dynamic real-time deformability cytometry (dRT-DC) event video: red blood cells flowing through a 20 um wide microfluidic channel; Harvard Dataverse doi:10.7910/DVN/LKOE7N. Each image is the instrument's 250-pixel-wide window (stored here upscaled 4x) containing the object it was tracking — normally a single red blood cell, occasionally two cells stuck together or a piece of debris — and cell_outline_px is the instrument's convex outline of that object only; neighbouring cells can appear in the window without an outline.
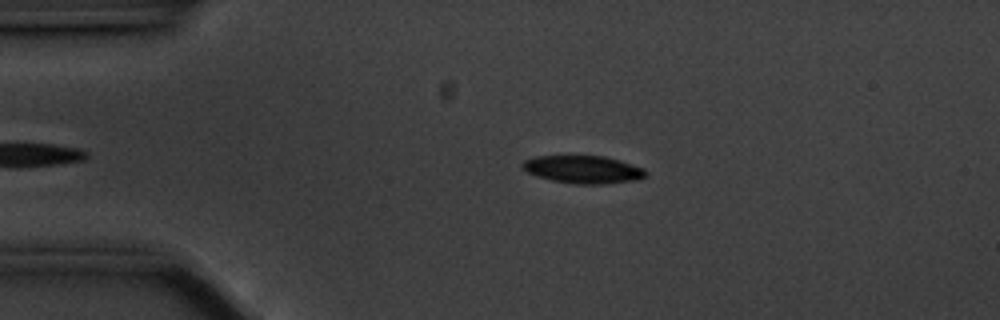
{"species": "common noctule bat (a hibernating species)", "species_latin": "Nyctalus noctula", "temperature_condition": "cold", "stored_images_in_passage": 43, "camera_frame_rate_fps": 3000, "um_per_image_px": 0.085, "animal": {"sex": "male", "body_mass_g": 20.1, "forearm_length_mm": 53.5}, "frame": {"image": 1, "passage_image": 4, "time_ms": 1.0, "image_size_px": [1000, 320], "cell_outline_px": [[648, 176], [636, 180], [604, 184], [572, 184], [552, 180], [536, 176], [520, 168], [520, 164], [524, 160], [536, 156], [568, 152], [604, 156], [620, 160], [644, 168], [648, 172]], "centroid_in_image_um": [49.52, 14.35], "position_along_channel_um": 35.5, "area_um2": 21.15}}
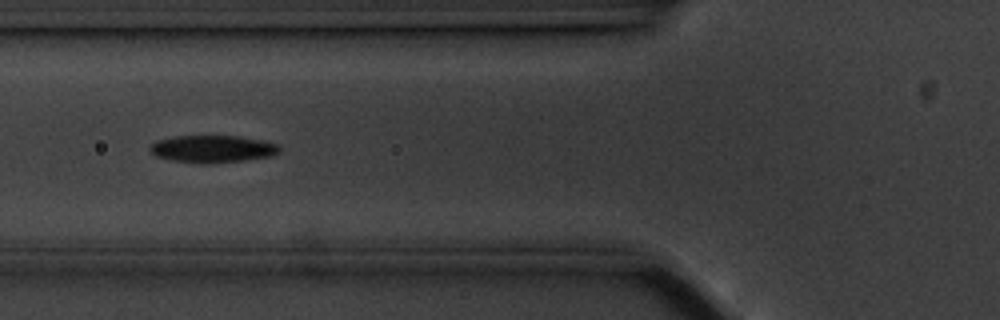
{"frame": {"image": 2, "passage_image": 13, "time_ms": 4.0, "image_size_px": [1000, 320], "cell_outline_px": [[280, 152], [272, 156], [244, 160], [208, 164], [204, 164], [172, 160], [156, 156], [148, 148], [156, 140], [176, 136], [240, 136], [280, 144]], "centroid_in_image_um": [18.09, 12.66], "position_along_channel_um": 107.7, "area_um2": 20.63}}
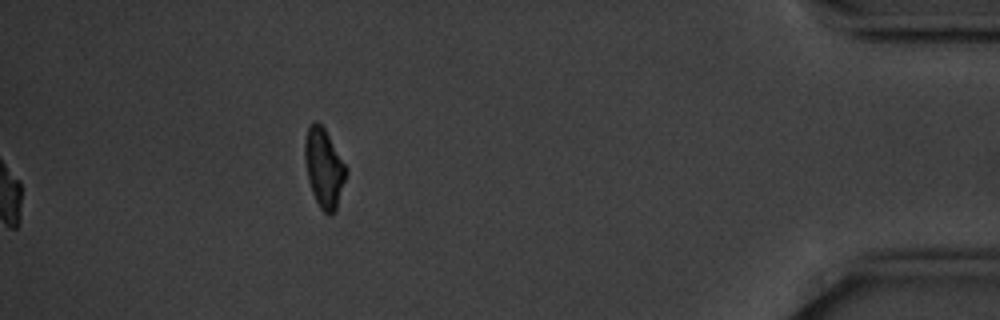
{"frame": {"image": 3, "passage_image": 43, "time_ms": 14.0, "image_size_px": [1000, 320], "cell_outline_px": [[348, 172], [336, 208], [328, 216], [320, 208], [312, 192], [308, 180], [304, 160], [304, 140], [308, 128], [316, 120], [324, 128], [348, 168]], "centroid_in_image_um": [27.53, 14.27], "position_along_channel_um": 407.7, "area_um2": 18.96}, "authors_computed_cell_mechanics": {"area_um2": 19.8832, "velocity_mm_per_s": 3.5247, "shape_relaxation_time_tau1_ms": 7.4416, "shape_relaxation_time_tau2_ms": null, "deformation_change_tau1": 0.3014, "deformation_change_tau2": null}}